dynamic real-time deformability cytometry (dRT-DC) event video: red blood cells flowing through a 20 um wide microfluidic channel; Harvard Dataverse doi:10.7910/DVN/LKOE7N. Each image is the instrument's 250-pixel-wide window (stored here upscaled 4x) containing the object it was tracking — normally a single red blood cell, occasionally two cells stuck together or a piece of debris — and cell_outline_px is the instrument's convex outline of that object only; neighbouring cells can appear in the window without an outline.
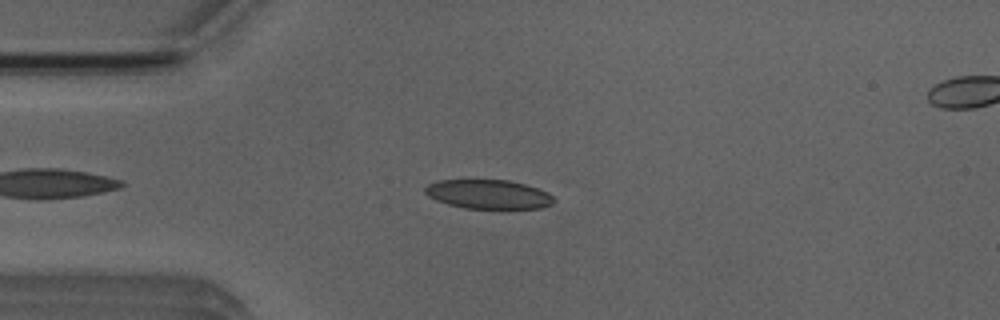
{"species": "Egyptian fruit bat (a non-hibernating species)", "species_latin": "Rousettus aegyptiacus", "temperature_condition": "room temperature", "stored_images_in_passage": 5, "camera_frame_rate_fps": 3000, "um_per_image_px": 0.085, "animal": {"sex": "male"}, "frame": {"image": 1, "passage_image": 4, "time_ms": 3.333, "image_size_px": [1000, 320], "cell_outline_px": [[556, 200], [552, 204], [540, 208], [464, 208], [448, 204], [436, 200], [428, 196], [424, 192], [424, 188], [428, 184], [436, 180], [508, 180], [524, 184], [548, 192]], "centroid_in_image_um": [41.49, 16.51], "position_along_channel_um": 43.5, "area_um2": 21.79}}